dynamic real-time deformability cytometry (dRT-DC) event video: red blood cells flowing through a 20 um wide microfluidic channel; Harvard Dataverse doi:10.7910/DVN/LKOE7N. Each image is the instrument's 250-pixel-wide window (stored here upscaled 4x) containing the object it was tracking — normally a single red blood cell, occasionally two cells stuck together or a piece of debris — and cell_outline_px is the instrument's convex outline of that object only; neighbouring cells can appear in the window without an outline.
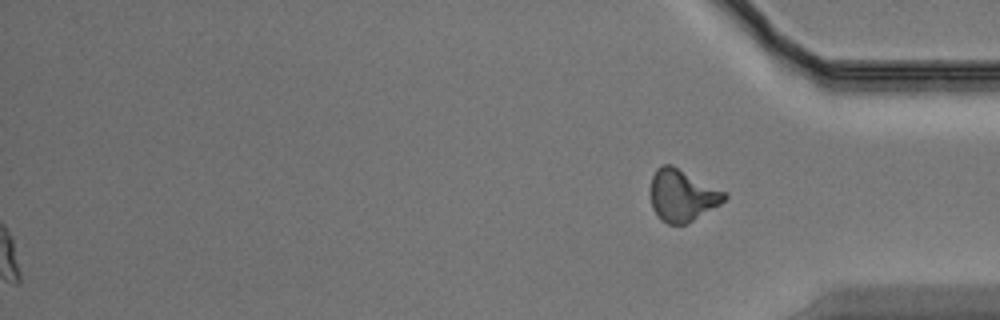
{"species": "Egyptian fruit bat (a non-hibernating species)", "species_latin": "Rousettus aegyptiacus", "temperature_condition": "warm", "stored_images_in_passage": 46, "segment_of_instrument_passage": [2, 2], "camera_frame_rate_fps": 3000, "um_per_image_px": 0.085, "animal": {"sex": "male"}, "frame": {"image": 1, "passage_image": 46, "time_ms": 15.0, "image_size_px": [1000, 320], "cell_outline_px": [[728, 196], [720, 204], [692, 220], [684, 224], [668, 224], [660, 220], [656, 216], [652, 208], [652, 176], [656, 168], [660, 164], [672, 164], [728, 192]], "centroid_in_image_um": [58.0, 16.58], "position_along_channel_um": 377.2, "area_um2": 22.43}}